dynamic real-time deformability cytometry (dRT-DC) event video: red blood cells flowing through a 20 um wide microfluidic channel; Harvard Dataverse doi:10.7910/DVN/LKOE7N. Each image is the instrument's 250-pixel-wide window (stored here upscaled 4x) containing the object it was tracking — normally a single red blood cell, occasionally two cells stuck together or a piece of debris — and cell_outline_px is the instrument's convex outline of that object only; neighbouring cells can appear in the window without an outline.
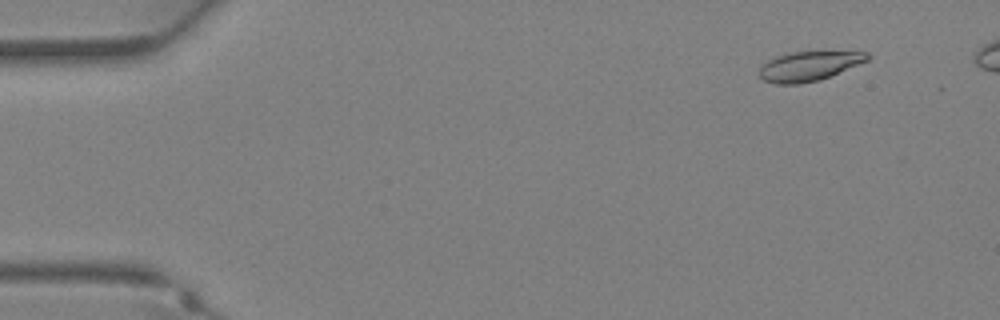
{"species": "Egyptian fruit bat (a non-hibernating species)", "species_latin": "Rousettus aegyptiacus", "temperature_condition": "warm", "stored_images_in_passage": 35, "camera_frame_rate_fps": 3000, "um_per_image_px": 0.085, "animal": {"sex": "female"}, "frame": {"image": 1, "passage_image": 4, "time_ms": 1.0, "image_size_px": [1000, 320], "cell_outline_px": [[872, 56], [868, 60], [820, 80], [800, 84], [776, 84], [764, 80], [760, 76], [760, 68], [768, 60], [776, 56], [788, 52], [868, 52]], "centroid_in_image_um": [68.75, 5.62], "position_along_channel_um": 16.2, "area_um2": 18.38}}
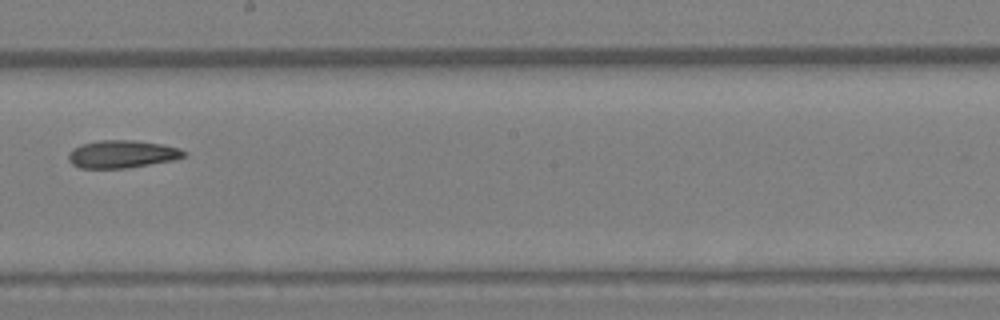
{"frame": {"image": 2, "passage_image": 22, "time_ms": 7.0, "image_size_px": [1000, 320], "cell_outline_px": [[184, 156], [172, 160], [124, 168], [80, 168], [72, 164], [68, 160], [68, 156], [76, 148], [84, 144], [100, 140], [132, 140], [160, 144], [180, 148], [184, 152]], "centroid_in_image_um": [10.36, 13.1], "position_along_channel_um": 237.8, "area_um2": 18.09}}
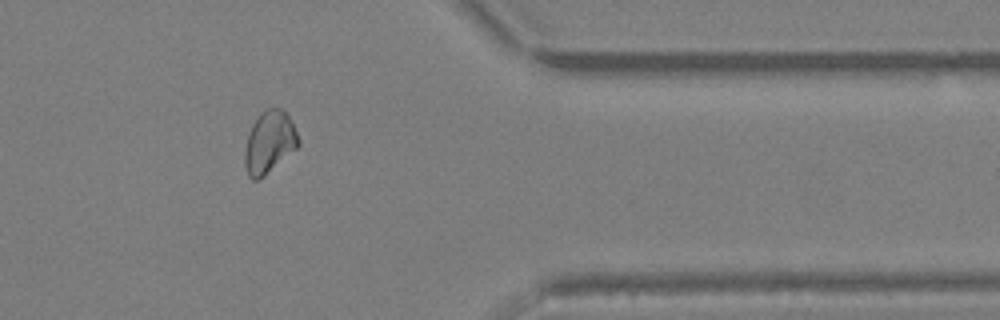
{"frame": {"image": 3, "passage_image": 31, "time_ms": 10.0, "image_size_px": [1000, 320], "cell_outline_px": [[300, 144], [296, 148], [264, 176], [256, 180], [252, 180], [248, 176], [244, 164], [244, 152], [248, 136], [252, 124], [268, 108], [280, 108], [288, 116], [300, 140]], "centroid_in_image_um": [22.88, 12.13], "position_along_channel_um": 388.5, "area_um2": 18.96}}